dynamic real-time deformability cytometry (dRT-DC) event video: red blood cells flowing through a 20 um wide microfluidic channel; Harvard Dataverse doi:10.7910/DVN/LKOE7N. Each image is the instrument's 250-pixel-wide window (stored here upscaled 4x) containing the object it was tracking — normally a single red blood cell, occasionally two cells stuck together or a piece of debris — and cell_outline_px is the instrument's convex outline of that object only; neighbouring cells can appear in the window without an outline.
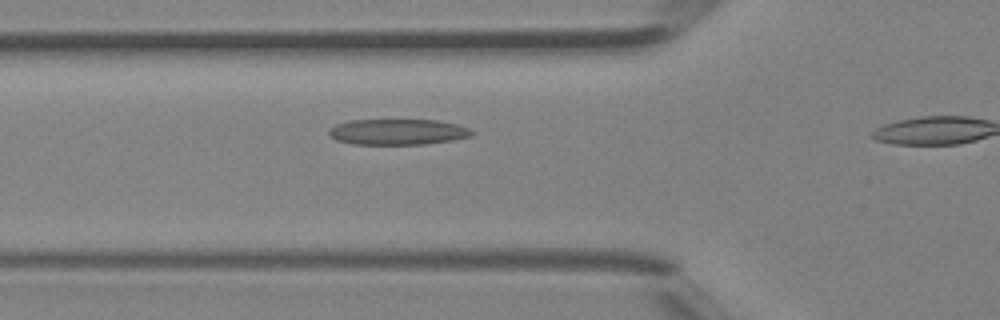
{"species": "Egyptian fruit bat (a non-hibernating species)", "species_latin": "Rousettus aegyptiacus", "temperature_condition": "room temperature", "stored_images_in_passage": 11, "camera_frame_rate_fps": 3000, "um_per_image_px": 0.085, "animal": {"sex": "female"}, "frame": {"image": 1, "passage_image": 10, "time_ms": 3.0, "image_size_px": [1000, 320], "cell_outline_px": [[476, 132], [472, 136], [452, 140], [424, 144], [352, 144], [336, 140], [328, 136], [328, 128], [336, 124], [348, 120], [436, 120], [456, 124], [468, 128]], "centroid_in_image_um": [33.77, 11.21], "position_along_channel_um": 92.0, "area_um2": 21.62}}